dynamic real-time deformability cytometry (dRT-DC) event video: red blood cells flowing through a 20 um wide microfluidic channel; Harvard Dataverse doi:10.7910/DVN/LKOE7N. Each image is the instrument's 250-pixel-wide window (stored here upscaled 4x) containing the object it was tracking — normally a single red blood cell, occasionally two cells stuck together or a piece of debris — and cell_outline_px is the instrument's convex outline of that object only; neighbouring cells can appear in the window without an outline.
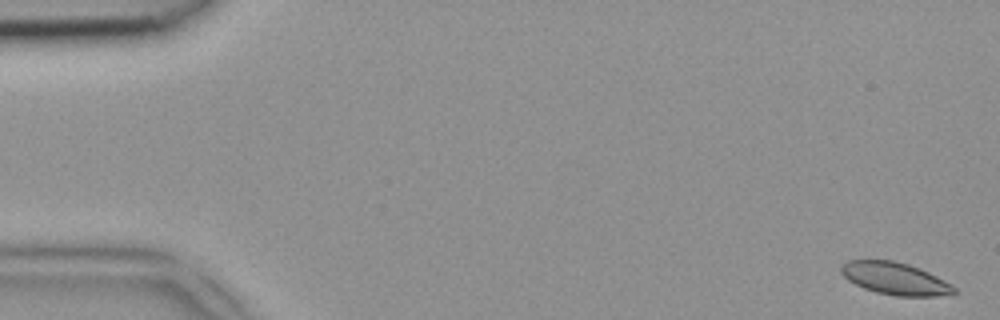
{"species": "common noctule bat (a hibernating species)", "species_latin": "Nyctalus noctula", "temperature_condition": "room temperature", "stored_images_in_passage": 49, "camera_frame_rate_fps": 3000, "um_per_image_px": 0.085, "animal": {"sex": "female", "body_mass_g": 18.4}, "frame": {"image": 1, "passage_image": 2, "time_ms": 0.333, "image_size_px": [1000, 320], "cell_outline_px": [[960, 292], [936, 296], [896, 296], [876, 292], [864, 288], [848, 280], [840, 272], [840, 264], [848, 260], [892, 260], [908, 264], [920, 268], [944, 280], [956, 288]], "centroid_in_image_um": [76.07, 23.67], "position_along_channel_um": 8.9, "area_um2": 21.27}}
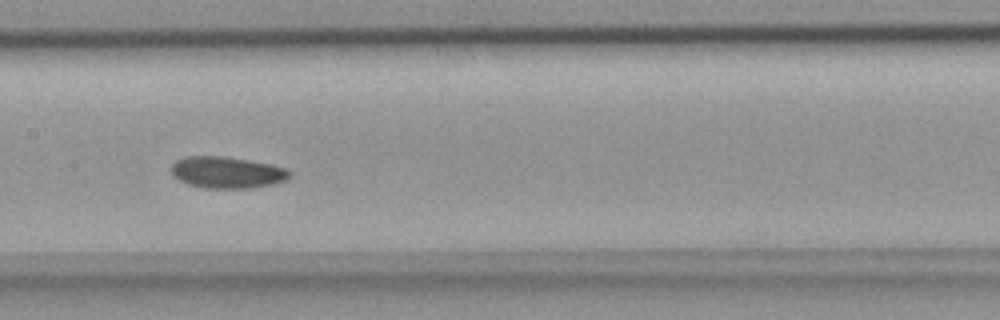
{"frame": {"image": 2, "passage_image": 25, "time_ms": 8.0, "image_size_px": [1000, 320], "cell_outline_px": [[292, 176], [284, 180], [272, 184], [252, 188], [204, 188], [188, 184], [180, 180], [172, 172], [172, 164], [176, 160], [184, 156], [220, 156], [248, 160], [288, 168], [292, 172]], "centroid_in_image_um": [19.32, 14.65], "position_along_channel_um": 188.1, "area_um2": 21.68}}
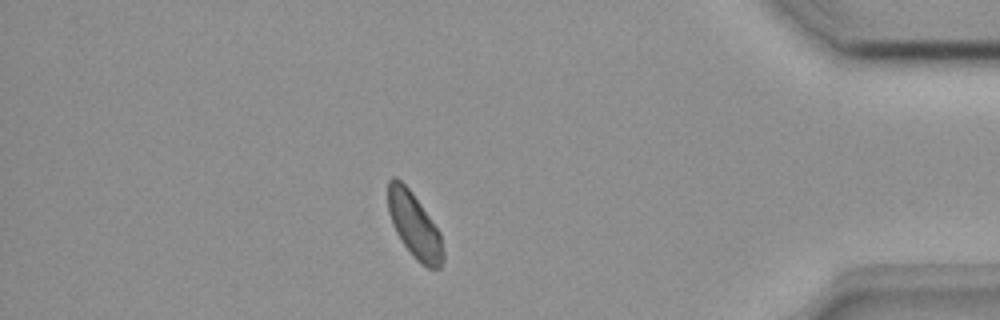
{"frame": {"image": 3, "passage_image": 43, "time_ms": 14.0, "image_size_px": [1000, 320], "cell_outline_px": [[444, 260], [440, 268], [428, 268], [416, 260], [400, 240], [392, 224], [388, 212], [388, 180], [392, 176], [396, 176], [412, 192], [440, 232], [444, 252]], "centroid_in_image_um": [35.21, 19.16], "position_along_channel_um": 400.0, "area_um2": 20.98}}